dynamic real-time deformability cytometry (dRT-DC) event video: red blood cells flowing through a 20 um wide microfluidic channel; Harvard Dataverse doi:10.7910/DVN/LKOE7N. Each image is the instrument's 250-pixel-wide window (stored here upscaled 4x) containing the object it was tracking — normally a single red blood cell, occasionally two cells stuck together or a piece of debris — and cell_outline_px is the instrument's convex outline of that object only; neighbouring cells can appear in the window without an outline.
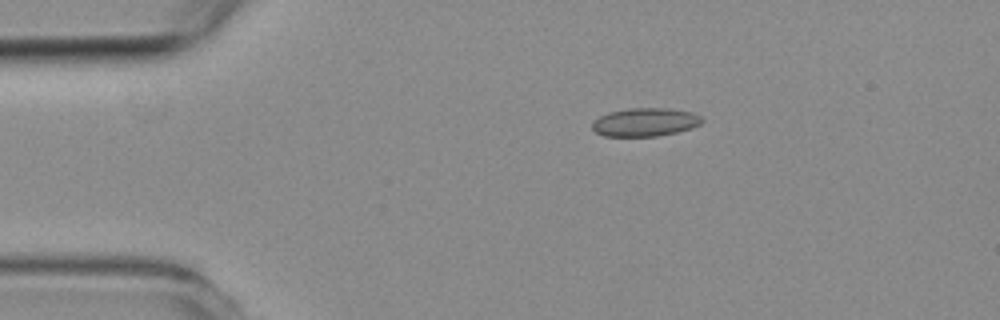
{"species": "common noctule bat (a hibernating species)", "species_latin": "Nyctalus noctula", "temperature_condition": "room temperature", "stored_images_in_passage": 5, "camera_frame_rate_fps": 3000, "um_per_image_px": 0.085, "animal": {"sex": "female", "body_mass_g": 19.3, "forearm_length_mm": 54.1}, "frame": {"image": 1, "passage_image": 1, "time_ms": 0.0, "image_size_px": [1000, 320], "cell_outline_px": [[704, 120], [700, 124], [692, 128], [676, 132], [656, 136], [604, 136], [596, 132], [592, 128], [592, 120], [608, 112], [628, 108], [668, 108], [692, 112], [700, 116]], "centroid_in_image_um": [54.82, 10.37], "position_along_channel_um": 30.2, "area_um2": 18.21}}
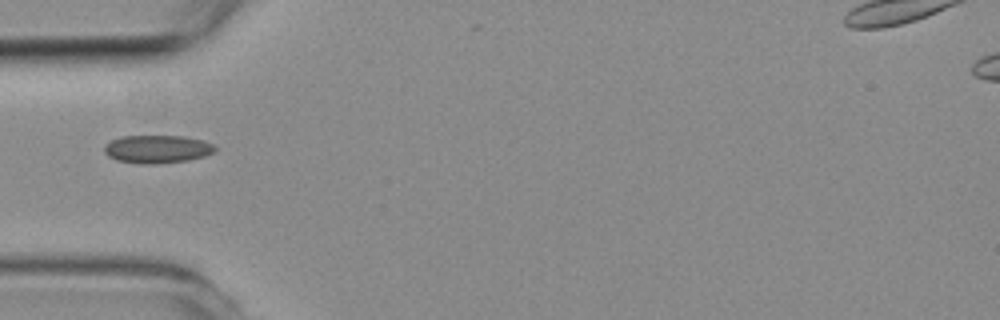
{"frame": {"image": 2, "passage_image": 3, "time_ms": 2.333, "image_size_px": [1000, 320], "cell_outline_px": [[216, 148], [212, 152], [204, 156], [188, 160], [152, 164], [140, 164], [116, 160], [108, 156], [104, 152], [104, 144], [120, 136], [184, 136], [204, 140], [212, 144]], "centroid_in_image_um": [13.32, 12.67], "position_along_channel_um": 71.7, "area_um2": 18.09}}
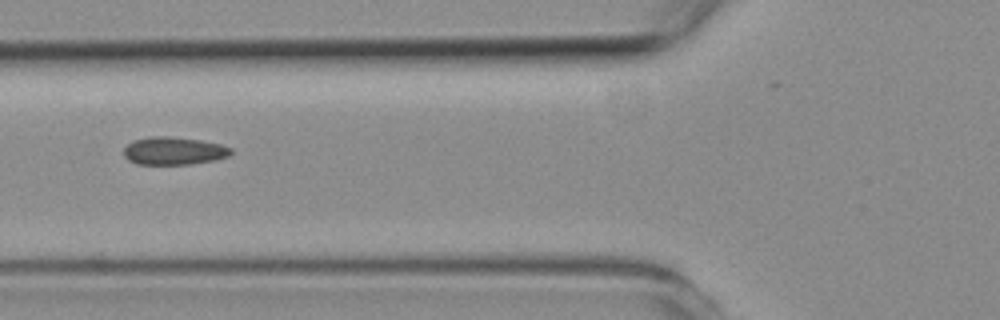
{"frame": {"image": 3, "passage_image": 4, "time_ms": 3.333, "image_size_px": [1000, 320], "cell_outline_px": [[232, 152], [228, 156], [216, 160], [192, 164], [136, 164], [128, 160], [124, 156], [124, 148], [128, 144], [136, 140], [148, 136], [168, 136], [200, 140], [220, 144], [232, 148]], "centroid_in_image_um": [14.78, 12.83], "position_along_channel_um": 111.0, "area_um2": 17.4}}